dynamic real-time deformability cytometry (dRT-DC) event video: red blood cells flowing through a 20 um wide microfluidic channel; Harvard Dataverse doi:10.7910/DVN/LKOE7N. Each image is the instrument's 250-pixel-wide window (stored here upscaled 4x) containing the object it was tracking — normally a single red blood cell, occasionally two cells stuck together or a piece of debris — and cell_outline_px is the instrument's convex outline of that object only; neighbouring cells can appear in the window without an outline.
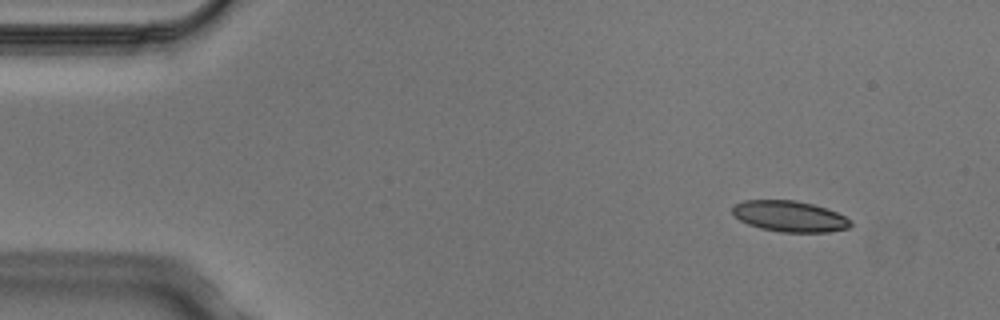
{"species": "Egyptian fruit bat (a non-hibernating species)", "species_latin": "Rousettus aegyptiacus", "temperature_condition": "cold", "stored_images_in_passage": 5, "camera_frame_rate_fps": 3000, "um_per_image_px": 0.085, "animal": {"sex": "male"}, "frame": {"image": 1, "passage_image": 1, "time_ms": 0.0, "image_size_px": [1000, 320], "cell_outline_px": [[852, 224], [848, 228], [828, 232], [780, 232], [760, 228], [748, 224], [732, 216], [732, 208], [736, 204], [744, 200], [796, 200], [812, 204], [836, 212], [852, 220]], "centroid_in_image_um": [67.1, 18.39], "position_along_channel_um": 17.9, "area_um2": 21.33}}
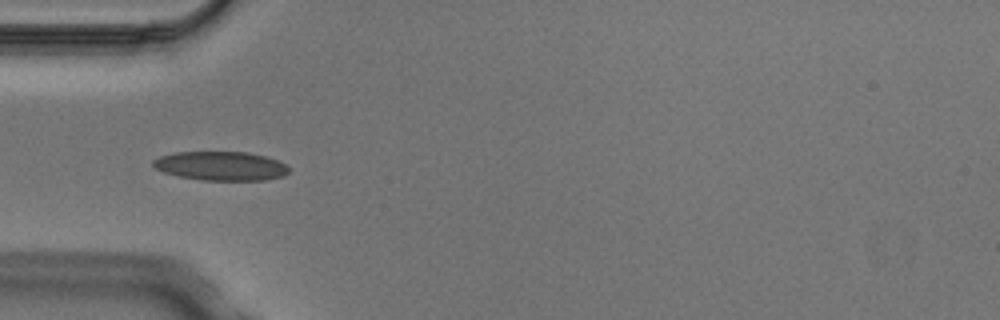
{"frame": {"image": 2, "passage_image": 4, "time_ms": 1.0, "image_size_px": [1000, 320], "cell_outline_px": [[288, 172], [284, 176], [264, 180], [200, 180], [180, 176], [164, 172], [156, 168], [152, 164], [152, 160], [160, 156], [176, 152], [248, 152], [280, 160], [288, 164]], "centroid_in_image_um": [18.81, 14.1], "position_along_channel_um": 66.2, "area_um2": 23.0}}
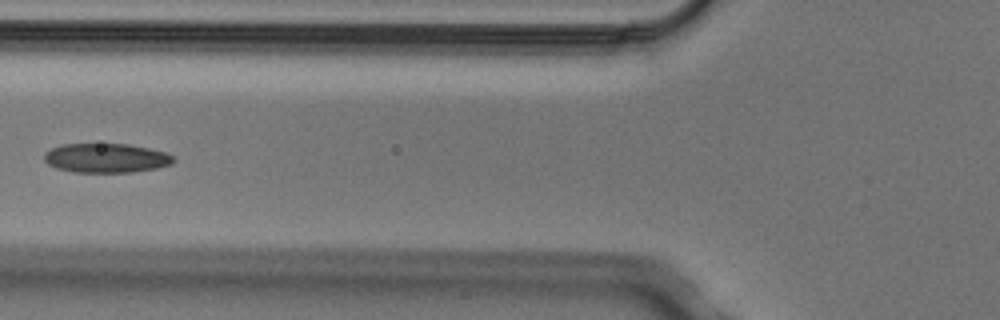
{"frame": {"image": 3, "passage_image": 5, "time_ms": 1.333, "image_size_px": [1000, 320], "cell_outline_px": [[176, 160], [172, 164], [156, 168], [132, 172], [72, 172], [56, 168], [48, 164], [44, 160], [44, 152], [60, 144], [128, 144], [148, 148], [164, 152], [172, 156]], "centroid_in_image_um": [8.99, 13.43], "position_along_channel_um": 116.8, "area_um2": 22.08}}